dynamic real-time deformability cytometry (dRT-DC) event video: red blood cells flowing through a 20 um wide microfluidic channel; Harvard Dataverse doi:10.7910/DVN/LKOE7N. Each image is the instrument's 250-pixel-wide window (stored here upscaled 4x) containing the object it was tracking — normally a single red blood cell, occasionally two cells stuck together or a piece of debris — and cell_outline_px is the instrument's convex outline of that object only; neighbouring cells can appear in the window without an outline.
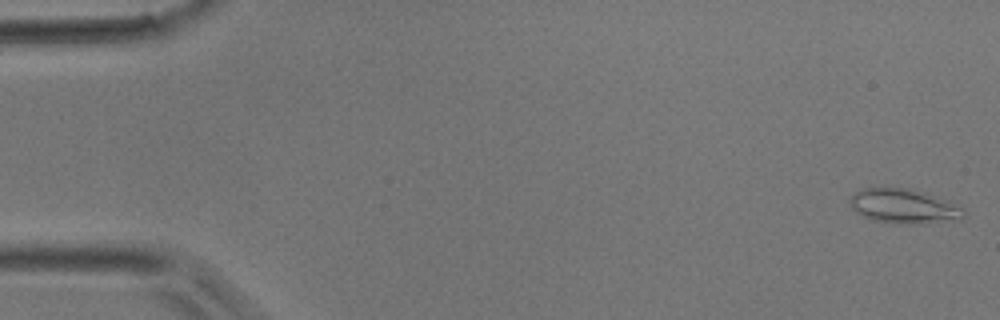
{"species": "common noctule bat (a hibernating species)", "species_latin": "Nyctalus noctula", "temperature_condition": "room temperature", "stored_images_in_passage": 44, "camera_frame_rate_fps": 3000, "um_per_image_px": 0.085, "animal": {"sex": "male", "body_mass_g": 17.9}, "frame": {"image": 1, "passage_image": 1, "time_ms": 0.0, "image_size_px": [1000, 320], "cell_outline_px": [[964, 216], [960, 220], [920, 224], [900, 224], [872, 220], [856, 212], [852, 208], [852, 196], [856, 192], [864, 188], [908, 188], [924, 192], [964, 208]], "centroid_in_image_um": [76.86, 17.55], "position_along_channel_um": 8.1, "area_um2": 22.66}}
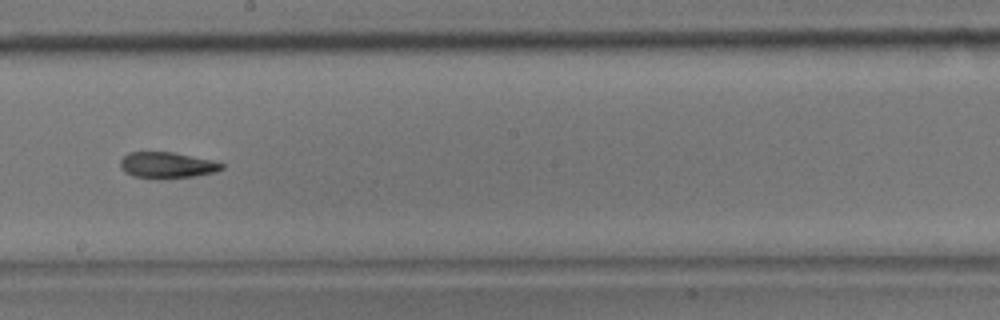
{"frame": {"image": 2, "passage_image": 25, "time_ms": 8.0, "image_size_px": [1000, 320], "cell_outline_px": [[224, 168], [216, 172], [192, 176], [132, 176], [124, 172], [120, 168], [120, 160], [128, 152], [172, 152], [212, 160], [224, 164]], "centroid_in_image_um": [14.19, 13.99], "position_along_channel_um": 234.0, "area_um2": 14.8}}
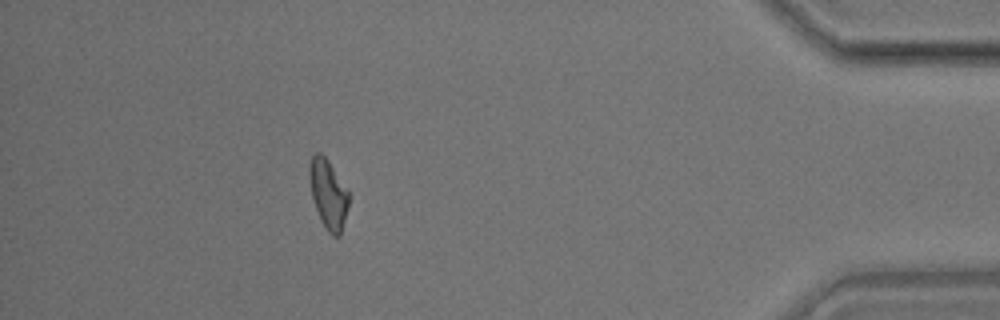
{"frame": {"image": 3, "passage_image": 40, "time_ms": 13.0, "image_size_px": [1000, 320], "cell_outline_px": [[348, 204], [340, 236], [332, 236], [328, 232], [320, 220], [312, 200], [308, 176], [308, 168], [312, 156], [316, 152], [320, 152], [328, 160], [348, 192]], "centroid_in_image_um": [27.85, 16.49], "position_along_channel_um": 407.3, "area_um2": 15.78}}